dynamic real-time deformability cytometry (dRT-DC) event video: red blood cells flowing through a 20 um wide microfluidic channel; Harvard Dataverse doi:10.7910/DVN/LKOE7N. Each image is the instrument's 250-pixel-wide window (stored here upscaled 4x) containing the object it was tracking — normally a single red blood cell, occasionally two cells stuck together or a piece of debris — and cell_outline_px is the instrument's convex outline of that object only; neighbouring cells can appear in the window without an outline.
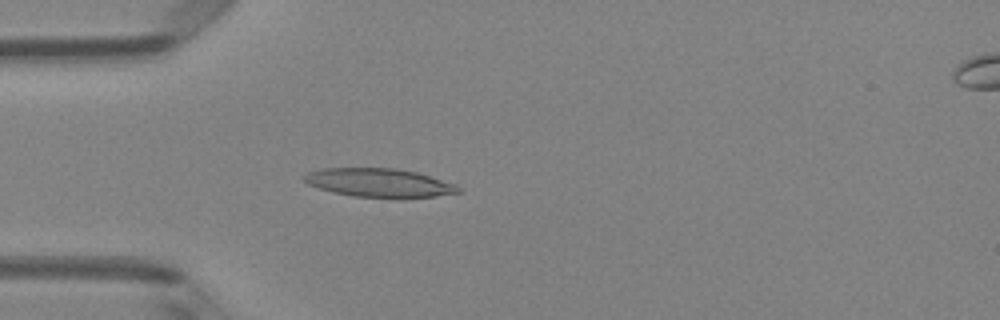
{"species": "Egyptian fruit bat (a non-hibernating species)", "species_latin": "Rousettus aegyptiacus", "temperature_condition": "room temperature", "stored_images_in_passage": 4, "camera_frame_rate_fps": 3000, "um_per_image_px": 0.085, "animal": {"sex": "female"}, "frame": {"image": 1, "passage_image": 4, "time_ms": 1.0, "image_size_px": [1000, 320], "cell_outline_px": [[460, 192], [436, 196], [400, 200], [352, 196], [332, 192], [308, 184], [304, 180], [304, 176], [308, 172], [324, 168], [396, 168], [416, 172], [456, 184], [460, 188]], "centroid_in_image_um": [32.27, 15.57], "position_along_channel_um": 52.7, "area_um2": 26.24}}